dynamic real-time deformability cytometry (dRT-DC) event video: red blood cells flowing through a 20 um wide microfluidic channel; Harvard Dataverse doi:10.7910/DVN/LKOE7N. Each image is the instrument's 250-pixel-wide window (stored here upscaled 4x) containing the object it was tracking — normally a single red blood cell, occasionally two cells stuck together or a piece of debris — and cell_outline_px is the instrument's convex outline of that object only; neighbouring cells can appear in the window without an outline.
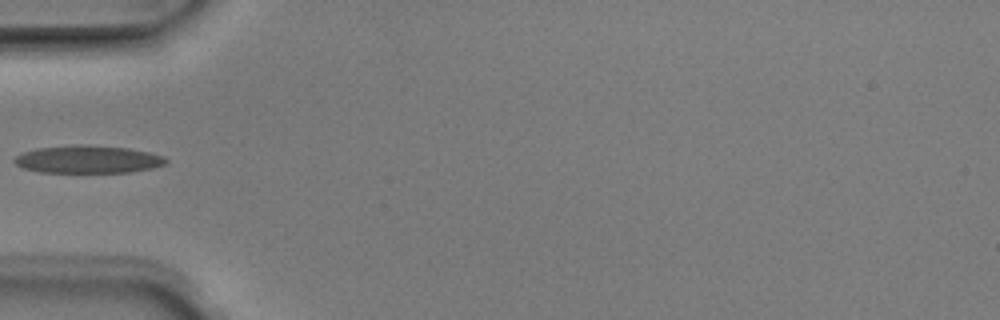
{"species": "Egyptian fruit bat (a non-hibernating species)", "species_latin": "Rousettus aegyptiacus", "temperature_condition": "room temperature", "stored_images_in_passage": 6, "camera_frame_rate_fps": 3000, "um_per_image_px": 0.085, "animal": {"sex": "male"}, "frame": {"image": 1, "passage_image": 6, "time_ms": 1.667, "image_size_px": [1000, 320], "cell_outline_px": [[168, 160], [164, 164], [152, 168], [128, 172], [40, 172], [24, 168], [16, 164], [12, 160], [16, 156], [24, 152], [36, 148], [72, 144], [88, 144], [128, 148], [148, 152], [164, 156]], "centroid_in_image_um": [7.46, 13.53], "position_along_channel_um": 77.5, "area_um2": 24.51}}